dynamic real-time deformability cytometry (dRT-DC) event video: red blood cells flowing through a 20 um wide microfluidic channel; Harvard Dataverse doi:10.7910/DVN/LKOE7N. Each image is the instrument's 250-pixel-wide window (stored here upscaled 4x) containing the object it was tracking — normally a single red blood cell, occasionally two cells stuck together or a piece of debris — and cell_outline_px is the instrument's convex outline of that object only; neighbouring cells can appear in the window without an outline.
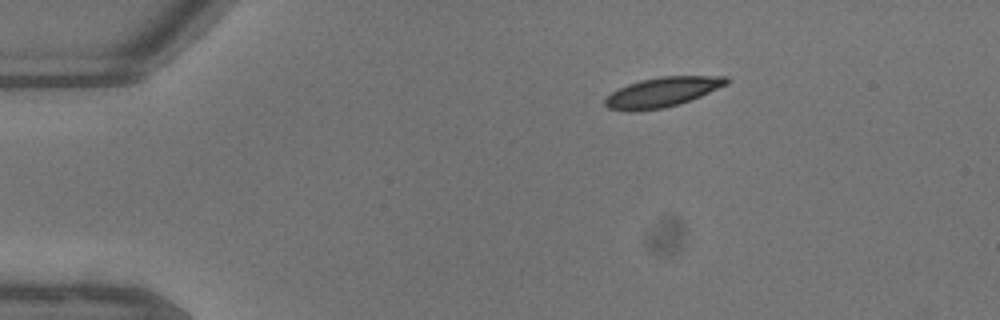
{"species": "common noctule bat (a hibernating species)", "species_latin": "Nyctalus noctula", "temperature_condition": "warm", "stored_images_in_passage": 37, "camera_frame_rate_fps": 3000, "um_per_image_px": 0.085, "animal": {"sex": "male", "body_mass_g": 13.3}, "frame": {"image": 1, "passage_image": 1, "time_ms": 0.0, "image_size_px": [1000, 320], "cell_outline_px": [[732, 80], [728, 84], [700, 96], [680, 104], [664, 108], [636, 112], [624, 112], [608, 108], [604, 104], [604, 100], [612, 92], [628, 84], [640, 80], [660, 76], [728, 76]], "centroid_in_image_um": [56.3, 7.84], "position_along_channel_um": 28.7, "area_um2": 21.33}}
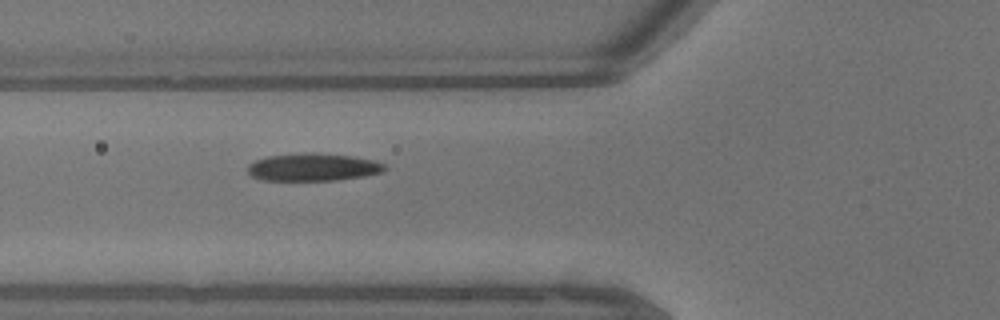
{"frame": {"image": 2, "passage_image": 10, "time_ms": 3.0, "image_size_px": [1000, 320], "cell_outline_px": [[388, 168], [380, 172], [364, 176], [336, 180], [264, 180], [252, 176], [248, 172], [248, 164], [256, 160], [268, 156], [304, 152], [312, 152], [352, 156], [376, 160], [384, 164]], "centroid_in_image_um": [26.62, 14.2], "position_along_channel_um": 99.2, "area_um2": 22.08}}
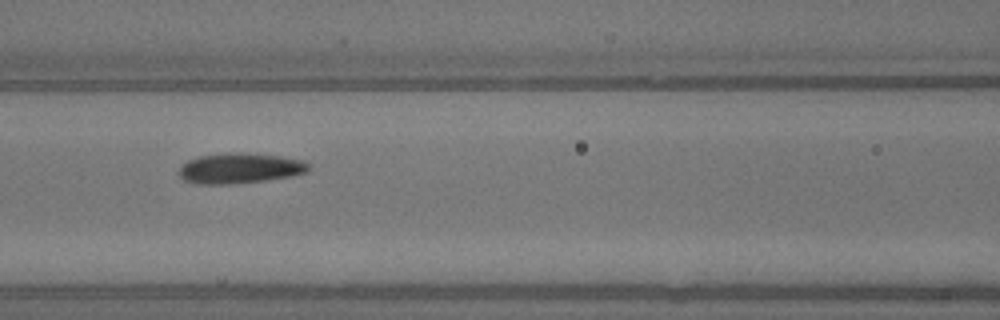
{"frame": {"image": 3, "passage_image": 13, "time_ms": 4.0, "image_size_px": [1000, 320], "cell_outline_px": [[308, 172], [292, 176], [264, 180], [228, 184], [196, 184], [184, 180], [176, 172], [180, 164], [188, 160], [200, 156], [228, 152], [244, 152], [280, 156], [304, 160], [308, 164]], "centroid_in_image_um": [20.34, 14.29], "position_along_channel_um": 146.3, "area_um2": 23.18}, "authors_computed_cell_mechanics": {"area_um2": 21.8484, "velocity_mm_per_s": 4.6601, "shape_relaxation_time_tau1_ms": 2.5832, "shape_relaxation_time_tau2_ms": 5.5758, "deformation_change_tau1": 0.1031, "deformation_change_tau2": 0.1295}}